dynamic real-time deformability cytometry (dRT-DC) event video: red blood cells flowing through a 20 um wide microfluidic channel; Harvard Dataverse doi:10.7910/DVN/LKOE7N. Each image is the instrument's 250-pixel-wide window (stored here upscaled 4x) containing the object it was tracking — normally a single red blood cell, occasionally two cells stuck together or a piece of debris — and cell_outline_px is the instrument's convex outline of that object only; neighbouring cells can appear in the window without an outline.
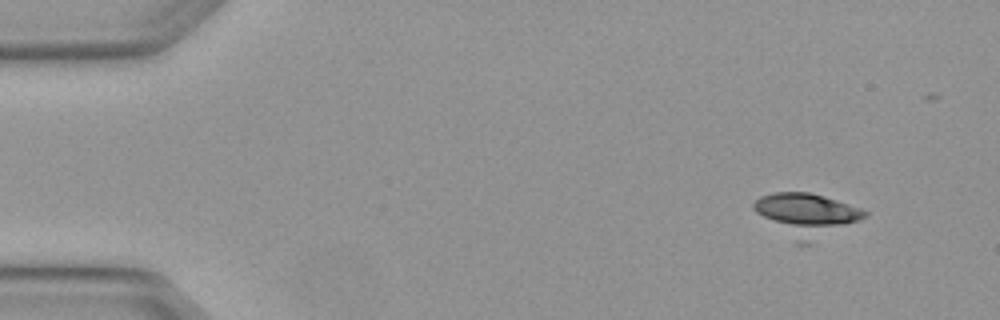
{"species": "Egyptian fruit bat (a non-hibernating species)", "species_latin": "Rousettus aegyptiacus", "temperature_condition": "warm", "stored_images_in_passage": 6, "camera_frame_rate_fps": 3000, "um_per_image_px": 0.085, "animal": {"sex": "female"}, "frame": {"image": 1, "passage_image": 1, "time_ms": 0.0, "image_size_px": [1000, 320], "cell_outline_px": [[868, 216], [860, 220], [844, 224], [808, 228], [800, 228], [764, 216], [756, 212], [752, 208], [752, 204], [760, 196], [772, 192], [808, 192], [824, 196], [860, 208], [868, 212]], "centroid_in_image_um": [68.58, 17.82], "position_along_channel_um": 16.4, "area_um2": 20.98}}
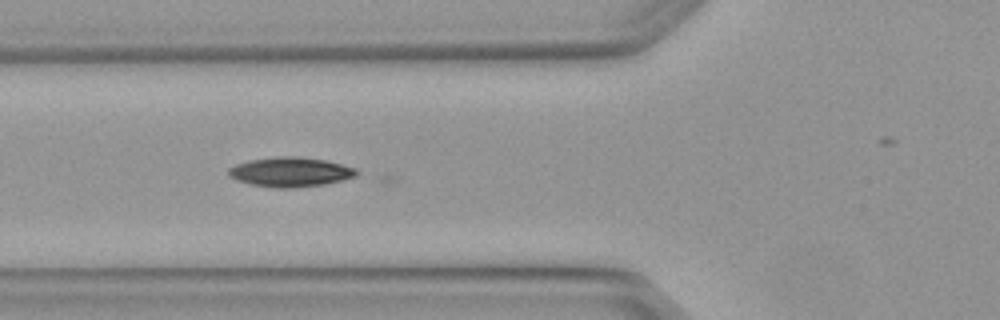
{"frame": {"image": 2, "passage_image": 5, "time_ms": 1.333, "image_size_px": [1000, 320], "cell_outline_px": [[356, 176], [324, 184], [292, 188], [272, 188], [252, 184], [236, 180], [228, 176], [228, 168], [236, 164], [248, 160], [276, 156], [300, 156], [324, 160], [356, 168]], "centroid_in_image_um": [24.62, 14.61], "position_along_channel_um": 101.2, "area_um2": 22.02}}
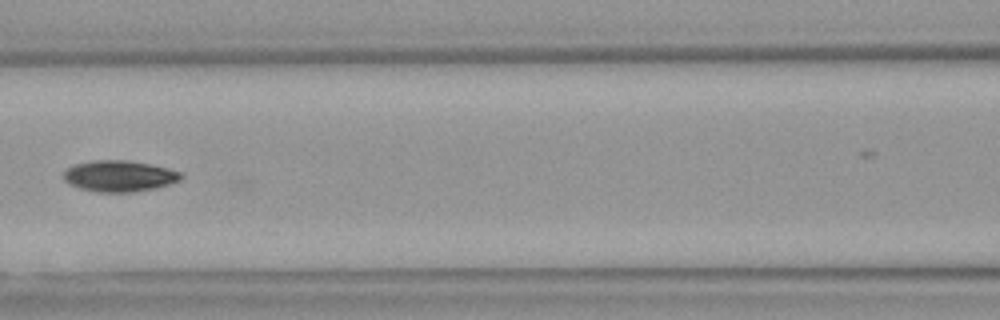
{"frame": {"image": 3, "passage_image": 6, "time_ms": 1.667, "image_size_px": [1000, 320], "cell_outline_px": [[184, 176], [180, 180], [156, 188], [132, 192], [96, 192], [80, 188], [68, 184], [64, 180], [64, 172], [68, 168], [76, 164], [92, 160], [128, 160], [168, 168], [180, 172]], "centroid_in_image_um": [10.14, 14.97], "position_along_channel_um": 156.5, "area_um2": 21.27}}